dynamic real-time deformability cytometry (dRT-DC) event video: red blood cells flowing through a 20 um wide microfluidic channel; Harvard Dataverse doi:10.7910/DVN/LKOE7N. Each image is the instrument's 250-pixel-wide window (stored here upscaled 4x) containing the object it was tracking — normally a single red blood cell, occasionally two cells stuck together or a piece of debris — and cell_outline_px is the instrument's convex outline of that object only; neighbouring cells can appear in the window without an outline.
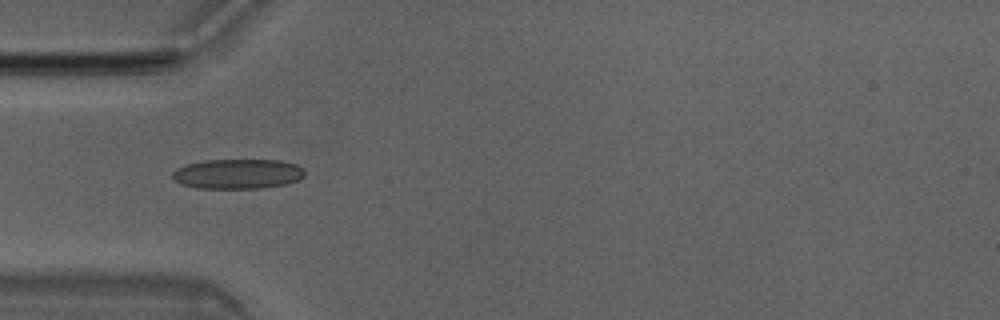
{"species": "Egyptian fruit bat (a non-hibernating species)", "species_latin": "Rousettus aegyptiacus", "temperature_condition": "room temperature", "stored_images_in_passage": 7, "camera_frame_rate_fps": 3000, "um_per_image_px": 0.085, "animal": {"sex": "male"}, "frame": {"image": 1, "passage_image": 5, "time_ms": 1.333, "image_size_px": [1000, 320], "cell_outline_px": [[304, 176], [300, 180], [288, 184], [260, 188], [196, 188], [180, 184], [172, 176], [172, 172], [176, 168], [188, 164], [204, 160], [280, 160], [296, 164], [304, 168]], "centroid_in_image_um": [20.23, 14.78], "position_along_channel_um": 64.8, "area_um2": 23.18}}